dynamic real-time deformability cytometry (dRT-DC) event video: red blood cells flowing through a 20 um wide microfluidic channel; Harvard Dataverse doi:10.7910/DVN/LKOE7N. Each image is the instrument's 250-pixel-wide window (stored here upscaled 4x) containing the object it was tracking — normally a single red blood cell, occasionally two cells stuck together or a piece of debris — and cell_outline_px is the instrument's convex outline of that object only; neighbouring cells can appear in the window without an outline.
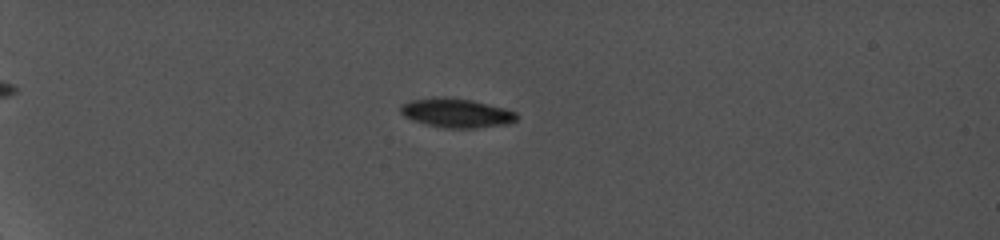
{"species": "common noctule bat (a hibernating species)", "species_latin": "Nyctalus noctula", "temperature_condition": "cold", "stored_images_in_passage": 47, "camera_frame_rate_fps": 5000, "um_per_image_px": 0.085, "animal": {"sex": "female", "body_mass_g": 19.0, "forearm_length_mm": 56.7}, "frame": {"image": 1, "passage_image": 13, "time_ms": 5.6, "image_size_px": [1000, 240], "cell_outline_px": [[520, 116], [516, 120], [508, 124], [476, 128], [440, 128], [412, 120], [404, 116], [400, 112], [400, 104], [412, 100], [432, 96], [444, 96], [472, 100], [504, 108], [516, 112]], "centroid_in_image_um": [38.78, 9.6], "position_along_channel_um": 46.2, "area_um2": 20.06}}
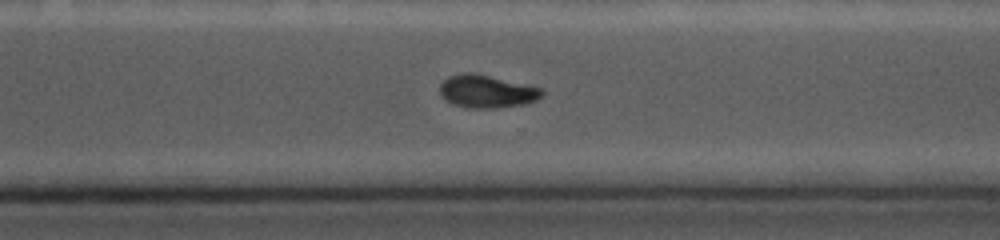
{"frame": {"image": 2, "passage_image": 39, "time_ms": 14.8, "image_size_px": [1000, 240], "cell_outline_px": [[544, 92], [536, 100], [528, 104], [492, 108], [468, 108], [452, 104], [444, 100], [440, 96], [440, 84], [448, 76], [464, 72], [476, 72], [544, 88]], "centroid_in_image_um": [41.37, 7.76], "position_along_channel_um": 329.2, "area_um2": 20.0}}
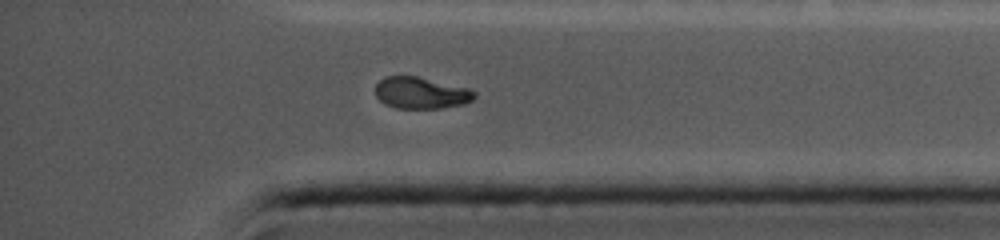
{"frame": {"image": 3, "passage_image": 44, "time_ms": 16.6, "image_size_px": [1000, 240], "cell_outline_px": [[476, 96], [472, 100], [464, 104], [440, 108], [396, 108], [384, 104], [376, 96], [376, 84], [384, 76], [416, 76], [468, 88], [476, 92]], "centroid_in_image_um": [35.78, 7.9], "position_along_channel_um": 399.4, "area_um2": 18.21}}